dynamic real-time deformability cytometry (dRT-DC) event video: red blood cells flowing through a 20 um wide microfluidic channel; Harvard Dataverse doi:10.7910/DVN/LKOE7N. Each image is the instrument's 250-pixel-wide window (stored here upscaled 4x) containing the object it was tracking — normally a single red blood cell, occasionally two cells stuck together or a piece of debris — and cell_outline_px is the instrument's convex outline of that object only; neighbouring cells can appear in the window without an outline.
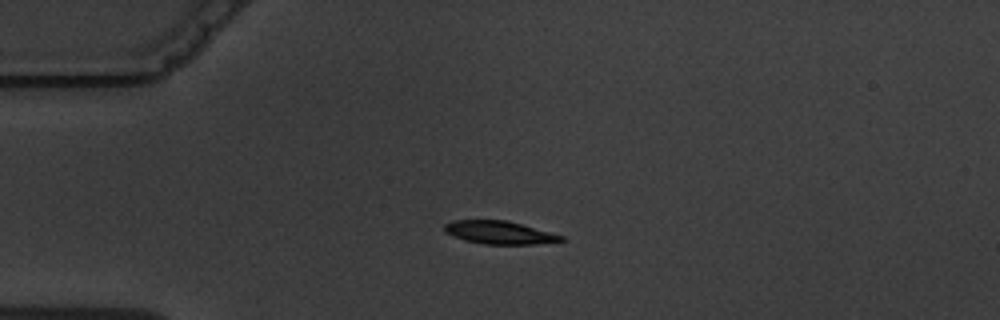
{"species": "common noctule bat (a hibernating species)", "species_latin": "Nyctalus noctula", "temperature_condition": "warm", "stored_images_in_passage": 3, "camera_frame_rate_fps": 3000, "um_per_image_px": 0.085, "animal": {"sex": "male", "body_mass_g": 19.5, "forearm_length_mm": 54.6}, "frame": {"image": 1, "passage_image": 3, "time_ms": 3.0, "image_size_px": [1000, 320], "cell_outline_px": [[568, 240], [536, 244], [484, 244], [464, 240], [444, 232], [444, 224], [452, 220], [508, 220], [564, 236]], "centroid_in_image_um": [42.45, 19.76], "position_along_channel_um": 42.5, "area_um2": 15.72}}